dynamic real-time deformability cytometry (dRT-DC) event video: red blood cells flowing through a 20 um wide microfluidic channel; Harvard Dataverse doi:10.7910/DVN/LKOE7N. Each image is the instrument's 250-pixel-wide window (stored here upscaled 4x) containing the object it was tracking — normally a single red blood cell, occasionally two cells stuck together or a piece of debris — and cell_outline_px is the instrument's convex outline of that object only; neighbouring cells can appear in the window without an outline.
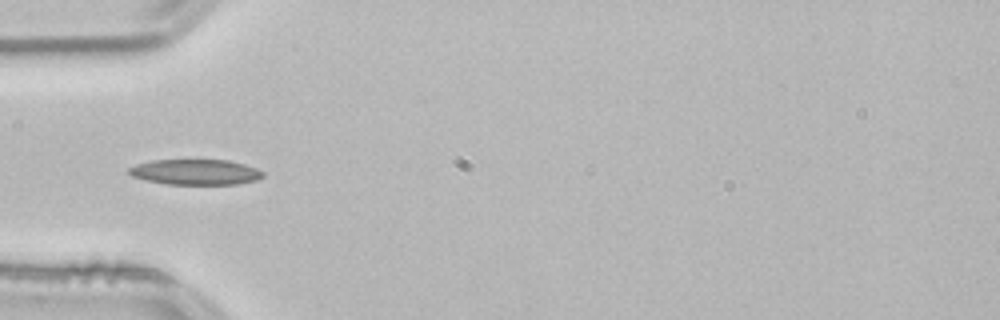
{"species": "common noctule bat (a hibernating species)", "species_latin": "Nyctalus noctula", "temperature_condition": "room temperature", "stored_images_in_passage": 52, "camera_frame_rate_fps": 3000, "um_per_image_px": 0.085, "animal": {"sex": "male", "body_mass_g": 21.5, "forearm_length_mm": 52.0}, "frame": {"image": 1, "passage_image": 16, "time_ms": 5.0, "image_size_px": [1000, 320], "cell_outline_px": [[264, 176], [256, 180], [236, 184], [168, 184], [148, 180], [132, 176], [128, 172], [128, 168], [136, 164], [152, 160], [228, 160], [244, 164], [256, 168], [264, 172]], "centroid_in_image_um": [16.63, 14.62], "position_along_channel_um": 68.4, "area_um2": 19.77}, "authors_computed_cell_mechanics": {"area_um2": 18.9006, "velocity_mm_per_s": 3.8353, "shape_relaxation_time_tau1_ms": 9.2732, "shape_relaxation_time_tau2_ms": 7.0699, "deformation_change_tau1": 0.1926, "deformation_change_tau2": 0.1445}}